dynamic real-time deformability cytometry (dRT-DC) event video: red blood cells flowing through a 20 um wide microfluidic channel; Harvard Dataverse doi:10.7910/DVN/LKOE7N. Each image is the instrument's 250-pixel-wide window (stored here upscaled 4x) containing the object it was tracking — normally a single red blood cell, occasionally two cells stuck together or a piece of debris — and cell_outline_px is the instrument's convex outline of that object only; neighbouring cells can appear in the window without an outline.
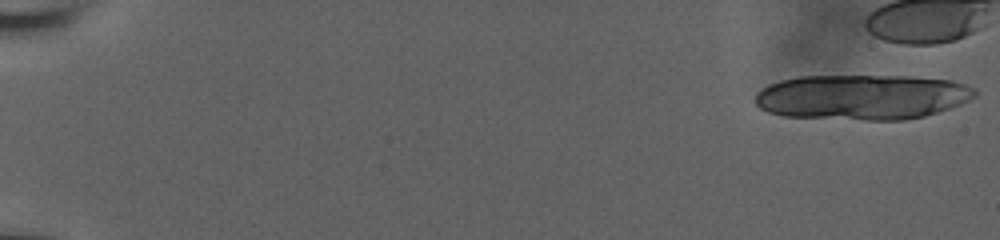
{"species": "human", "species_latin": "Homo sapiens", "temperature_condition": "room temperature", "stored_images_in_passage": 9, "camera_frame_rate_fps": 3000, "um_per_image_px": 0.085, "donor": {"sex": "male"}, "frame": {"image": 1, "passage_image": 1, "time_ms": 0.0, "image_size_px": [1000, 240], "cell_outline_px": [[976, 96], [960, 104], [924, 116], [904, 120], [864, 120], [784, 116], [768, 112], [760, 108], [756, 104], [756, 92], [760, 88], [768, 84], [780, 80], [800, 76], [908, 76], [952, 80], [976, 88]], "centroid_in_image_um": [73.26, 8.24], "position_along_channel_um": 11.7, "area_um2": 58.09}}